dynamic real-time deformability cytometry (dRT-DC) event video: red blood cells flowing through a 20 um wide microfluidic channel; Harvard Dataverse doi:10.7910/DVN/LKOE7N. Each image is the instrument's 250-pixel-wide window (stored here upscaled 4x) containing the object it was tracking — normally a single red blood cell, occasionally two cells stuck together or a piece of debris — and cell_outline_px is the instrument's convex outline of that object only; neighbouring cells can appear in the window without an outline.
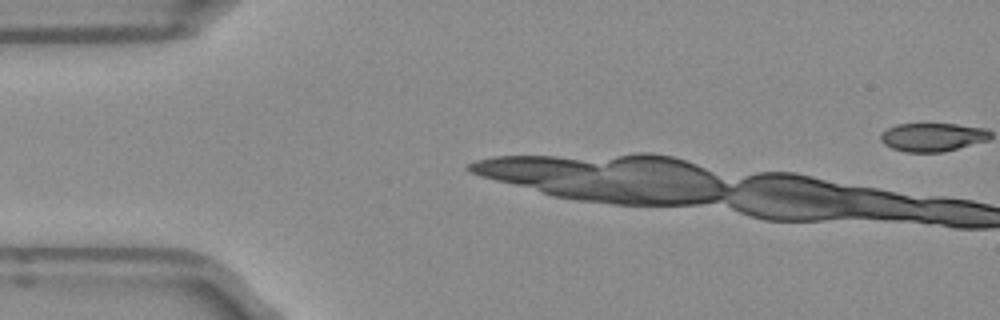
{"species": "Egyptian fruit bat (a non-hibernating species)", "species_latin": "Rousettus aegyptiacus", "temperature_condition": "room temperature", "stored_images_in_passage": 14, "camera_frame_rate_fps": 3000, "um_per_image_px": 0.085, "frame": {"image": 1, "passage_image": 9, "time_ms": 2.667, "image_size_px": [1000, 320], "cell_outline_px": [[724, 188], [720, 196], [712, 200], [676, 204], [648, 204], [572, 196], [716, 184], [720, 184]], "centroid_in_image_um": [56.5, 16.58], "position_along_channel_um": 28.5, "area_um2": 12.25}}